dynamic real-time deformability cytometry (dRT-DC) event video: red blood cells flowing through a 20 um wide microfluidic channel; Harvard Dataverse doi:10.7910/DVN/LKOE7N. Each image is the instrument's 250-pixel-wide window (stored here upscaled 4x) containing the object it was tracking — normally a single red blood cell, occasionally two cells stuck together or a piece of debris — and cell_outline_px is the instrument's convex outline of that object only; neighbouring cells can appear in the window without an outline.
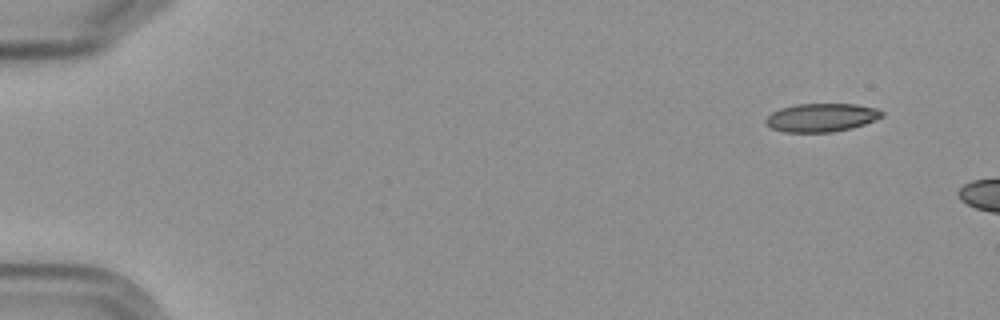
{"species": "Egyptian fruit bat (a non-hibernating species)", "species_latin": "Rousettus aegyptiacus", "temperature_condition": "cold", "stored_images_in_passage": 3, "camera_frame_rate_fps": 3000, "um_per_image_px": 0.085, "frame": {"image": 1, "passage_image": 1, "time_ms": 0.0, "image_size_px": [1000, 320], "cell_outline_px": [[884, 116], [876, 120], [864, 124], [832, 132], [784, 132], [772, 128], [764, 124], [764, 120], [772, 112], [780, 108], [796, 104], [856, 104], [876, 108], [884, 112]], "centroid_in_image_um": [69.81, 9.98], "position_along_channel_um": 15.2, "area_um2": 19.25}}